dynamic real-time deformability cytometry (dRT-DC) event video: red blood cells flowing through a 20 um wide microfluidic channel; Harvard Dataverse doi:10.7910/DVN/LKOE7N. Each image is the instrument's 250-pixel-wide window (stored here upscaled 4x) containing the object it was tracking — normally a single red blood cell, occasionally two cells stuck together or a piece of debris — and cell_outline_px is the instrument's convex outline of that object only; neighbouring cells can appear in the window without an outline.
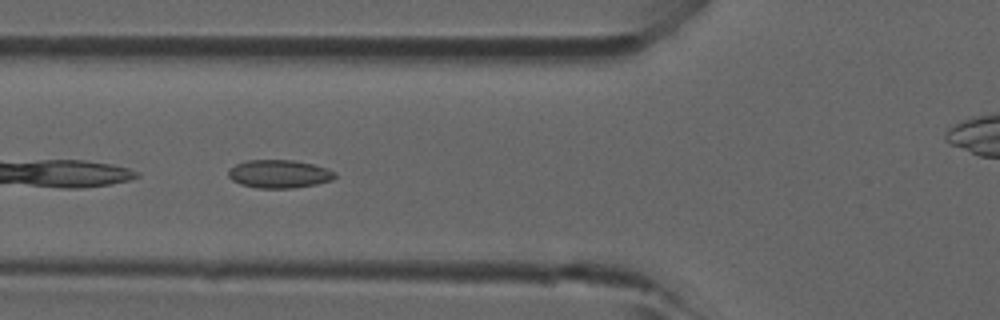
{"species": "common noctule bat (a hibernating species)", "species_latin": "Nyctalus noctula", "temperature_condition": "room temperature", "stored_images_in_passage": 14, "camera_frame_rate_fps": 3000, "um_per_image_px": 0.085, "animal": {"sex": "male", "forearm_length_mm": 52.5}, "frame": {"image": 1, "passage_image": 8, "time_ms": 2.333, "image_size_px": [1000, 320], "cell_outline_px": [[336, 176], [332, 180], [316, 184], [292, 188], [256, 188], [240, 184], [232, 180], [228, 176], [228, 168], [236, 164], [248, 160], [296, 160], [312, 164], [336, 172]], "centroid_in_image_um": [23.7, 14.78], "position_along_channel_um": 102.1, "area_um2": 17.51}}